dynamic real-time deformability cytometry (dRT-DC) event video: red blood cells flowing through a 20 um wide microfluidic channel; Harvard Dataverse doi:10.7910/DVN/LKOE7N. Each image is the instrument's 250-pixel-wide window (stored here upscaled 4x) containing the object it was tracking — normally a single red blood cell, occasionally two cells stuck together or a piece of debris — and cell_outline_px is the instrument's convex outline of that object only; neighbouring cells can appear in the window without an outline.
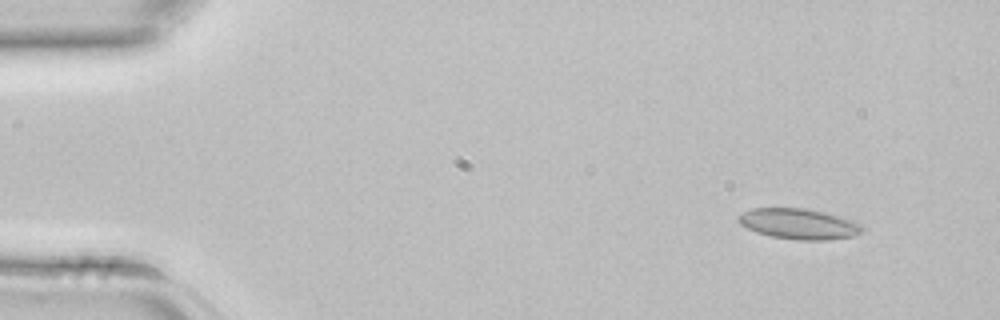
{"species": "common noctule bat (a hibernating species)", "species_latin": "Nyctalus noctula", "temperature_condition": "room temperature", "stored_images_in_passage": 4, "camera_frame_rate_fps": 3000, "um_per_image_px": 0.085, "animal": {"sex": "female", "body_mass_g": 22.7, "forearm_length_mm": 54.2}, "frame": {"image": 1, "passage_image": 1, "time_ms": 0.0, "image_size_px": [1000, 320], "cell_outline_px": [[864, 232], [852, 236], [828, 240], [800, 240], [772, 236], [756, 232], [740, 224], [736, 220], [736, 216], [752, 208], [804, 208], [824, 212], [852, 220], [860, 224], [864, 228]], "centroid_in_image_um": [67.89, 19.03], "position_along_channel_um": 17.1, "area_um2": 22.02}}
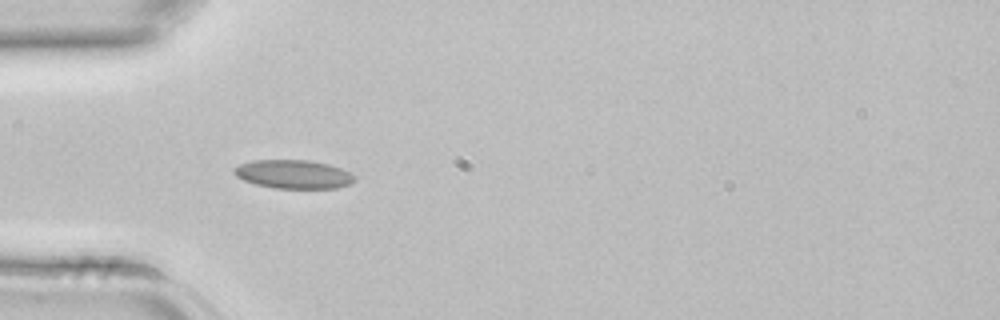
{"frame": {"image": 2, "passage_image": 3, "time_ms": 0.667, "image_size_px": [1000, 320], "cell_outline_px": [[356, 180], [352, 184], [336, 188], [272, 188], [256, 184], [244, 180], [236, 176], [232, 172], [232, 168], [240, 164], [252, 160], [308, 160], [328, 164], [340, 168], [356, 176]], "centroid_in_image_um": [24.94, 14.81], "position_along_channel_um": 60.1, "area_um2": 20.23}}